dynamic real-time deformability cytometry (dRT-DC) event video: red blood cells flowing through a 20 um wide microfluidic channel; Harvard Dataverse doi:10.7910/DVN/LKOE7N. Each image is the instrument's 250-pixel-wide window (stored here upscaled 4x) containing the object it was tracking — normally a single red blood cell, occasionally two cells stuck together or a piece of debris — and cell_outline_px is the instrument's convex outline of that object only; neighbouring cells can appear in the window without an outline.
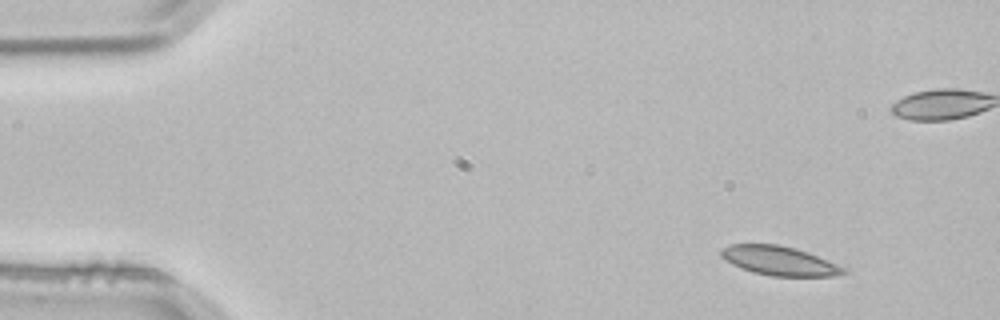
{"species": "common noctule bat (a hibernating species)", "species_latin": "Nyctalus noctula", "temperature_condition": "room temperature", "stored_images_in_passage": 3, "camera_frame_rate_fps": 3000, "um_per_image_px": 0.085, "animal": {"sex": "male", "body_mass_g": 21.5, "forearm_length_mm": 52.0}, "frame": {"image": 1, "passage_image": 1, "time_ms": 0.0, "image_size_px": [1000, 320], "cell_outline_px": [[848, 272], [840, 276], [772, 276], [752, 272], [740, 268], [724, 260], [720, 256], [720, 252], [724, 248], [732, 244], [776, 244], [796, 248], [808, 252], [848, 268]], "centroid_in_image_um": [66.29, 22.18], "position_along_channel_um": 18.7, "area_um2": 21.04}}